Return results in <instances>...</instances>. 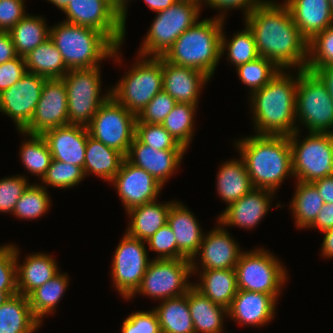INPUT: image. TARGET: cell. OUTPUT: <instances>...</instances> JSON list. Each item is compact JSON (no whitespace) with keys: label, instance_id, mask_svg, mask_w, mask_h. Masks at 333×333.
Segmentation results:
<instances>
[{"label":"cell","instance_id":"obj_1","mask_svg":"<svg viewBox=\"0 0 333 333\" xmlns=\"http://www.w3.org/2000/svg\"><path fill=\"white\" fill-rule=\"evenodd\" d=\"M244 18L260 56L272 61L280 70L306 69L308 41L284 3L265 0Z\"/></svg>","mask_w":333,"mask_h":333},{"label":"cell","instance_id":"obj_2","mask_svg":"<svg viewBox=\"0 0 333 333\" xmlns=\"http://www.w3.org/2000/svg\"><path fill=\"white\" fill-rule=\"evenodd\" d=\"M289 71L280 70L265 86L249 95L256 135L289 136L301 131L296 124L298 71L295 77Z\"/></svg>","mask_w":333,"mask_h":333},{"label":"cell","instance_id":"obj_3","mask_svg":"<svg viewBox=\"0 0 333 333\" xmlns=\"http://www.w3.org/2000/svg\"><path fill=\"white\" fill-rule=\"evenodd\" d=\"M236 146V147H235ZM255 189L278 190L292 176L289 136L250 135L234 142Z\"/></svg>","mask_w":333,"mask_h":333},{"label":"cell","instance_id":"obj_4","mask_svg":"<svg viewBox=\"0 0 333 333\" xmlns=\"http://www.w3.org/2000/svg\"><path fill=\"white\" fill-rule=\"evenodd\" d=\"M50 39L68 69L95 68L110 57L121 61V46L117 47L104 33L91 27L62 21L50 28Z\"/></svg>","mask_w":333,"mask_h":333},{"label":"cell","instance_id":"obj_5","mask_svg":"<svg viewBox=\"0 0 333 333\" xmlns=\"http://www.w3.org/2000/svg\"><path fill=\"white\" fill-rule=\"evenodd\" d=\"M225 20L203 19L180 35L162 58L177 66L214 75L221 55V33Z\"/></svg>","mask_w":333,"mask_h":333},{"label":"cell","instance_id":"obj_6","mask_svg":"<svg viewBox=\"0 0 333 333\" xmlns=\"http://www.w3.org/2000/svg\"><path fill=\"white\" fill-rule=\"evenodd\" d=\"M137 57L127 74L111 88V96L136 116L163 90L162 57Z\"/></svg>","mask_w":333,"mask_h":333},{"label":"cell","instance_id":"obj_7","mask_svg":"<svg viewBox=\"0 0 333 333\" xmlns=\"http://www.w3.org/2000/svg\"><path fill=\"white\" fill-rule=\"evenodd\" d=\"M201 9L199 3L178 0L166 10L157 12L138 55L162 57L180 35L199 21Z\"/></svg>","mask_w":333,"mask_h":333},{"label":"cell","instance_id":"obj_8","mask_svg":"<svg viewBox=\"0 0 333 333\" xmlns=\"http://www.w3.org/2000/svg\"><path fill=\"white\" fill-rule=\"evenodd\" d=\"M296 121L308 133L333 134V100L322 80L309 70H298Z\"/></svg>","mask_w":333,"mask_h":333},{"label":"cell","instance_id":"obj_9","mask_svg":"<svg viewBox=\"0 0 333 333\" xmlns=\"http://www.w3.org/2000/svg\"><path fill=\"white\" fill-rule=\"evenodd\" d=\"M264 248L242 252L235 266L237 288L244 291L282 294L288 280L287 270L278 257Z\"/></svg>","mask_w":333,"mask_h":333},{"label":"cell","instance_id":"obj_10","mask_svg":"<svg viewBox=\"0 0 333 333\" xmlns=\"http://www.w3.org/2000/svg\"><path fill=\"white\" fill-rule=\"evenodd\" d=\"M299 133L289 135L293 177L313 182L333 176V134L309 133L300 140Z\"/></svg>","mask_w":333,"mask_h":333},{"label":"cell","instance_id":"obj_11","mask_svg":"<svg viewBox=\"0 0 333 333\" xmlns=\"http://www.w3.org/2000/svg\"><path fill=\"white\" fill-rule=\"evenodd\" d=\"M100 67L69 69L64 75L68 99V125L87 126L99 107L111 96V88L106 90L105 95H101Z\"/></svg>","mask_w":333,"mask_h":333},{"label":"cell","instance_id":"obj_12","mask_svg":"<svg viewBox=\"0 0 333 333\" xmlns=\"http://www.w3.org/2000/svg\"><path fill=\"white\" fill-rule=\"evenodd\" d=\"M192 275L189 259H152L143 276L140 287L128 299L139 293L157 301L186 294L193 286L188 278Z\"/></svg>","mask_w":333,"mask_h":333},{"label":"cell","instance_id":"obj_13","mask_svg":"<svg viewBox=\"0 0 333 333\" xmlns=\"http://www.w3.org/2000/svg\"><path fill=\"white\" fill-rule=\"evenodd\" d=\"M136 115L110 96L86 126L89 136L127 155L135 137Z\"/></svg>","mask_w":333,"mask_h":333},{"label":"cell","instance_id":"obj_14","mask_svg":"<svg viewBox=\"0 0 333 333\" xmlns=\"http://www.w3.org/2000/svg\"><path fill=\"white\" fill-rule=\"evenodd\" d=\"M145 244L125 232L113 255L111 279L116 291L127 301L140 287L151 261Z\"/></svg>","mask_w":333,"mask_h":333},{"label":"cell","instance_id":"obj_15","mask_svg":"<svg viewBox=\"0 0 333 333\" xmlns=\"http://www.w3.org/2000/svg\"><path fill=\"white\" fill-rule=\"evenodd\" d=\"M63 21L94 28L104 33L117 47L122 46L126 36L120 13L110 0H70L62 10Z\"/></svg>","mask_w":333,"mask_h":333},{"label":"cell","instance_id":"obj_16","mask_svg":"<svg viewBox=\"0 0 333 333\" xmlns=\"http://www.w3.org/2000/svg\"><path fill=\"white\" fill-rule=\"evenodd\" d=\"M46 78L27 72L19 81L0 93V112L22 131L32 119L41 98Z\"/></svg>","mask_w":333,"mask_h":333},{"label":"cell","instance_id":"obj_17","mask_svg":"<svg viewBox=\"0 0 333 333\" xmlns=\"http://www.w3.org/2000/svg\"><path fill=\"white\" fill-rule=\"evenodd\" d=\"M66 125H68V99L64 80L46 79L34 115L22 131L42 135L49 129Z\"/></svg>","mask_w":333,"mask_h":333},{"label":"cell","instance_id":"obj_18","mask_svg":"<svg viewBox=\"0 0 333 333\" xmlns=\"http://www.w3.org/2000/svg\"><path fill=\"white\" fill-rule=\"evenodd\" d=\"M116 188L125 211L158 200L164 187L144 169L138 168L126 159L110 182Z\"/></svg>","mask_w":333,"mask_h":333},{"label":"cell","instance_id":"obj_19","mask_svg":"<svg viewBox=\"0 0 333 333\" xmlns=\"http://www.w3.org/2000/svg\"><path fill=\"white\" fill-rule=\"evenodd\" d=\"M217 223L207 235L204 234L200 248L191 260L192 270L235 269L243 251L225 227ZM198 257L200 262L197 263Z\"/></svg>","mask_w":333,"mask_h":333},{"label":"cell","instance_id":"obj_20","mask_svg":"<svg viewBox=\"0 0 333 333\" xmlns=\"http://www.w3.org/2000/svg\"><path fill=\"white\" fill-rule=\"evenodd\" d=\"M185 153L186 150H155L134 137L125 159L147 171L164 186L179 169Z\"/></svg>","mask_w":333,"mask_h":333},{"label":"cell","instance_id":"obj_21","mask_svg":"<svg viewBox=\"0 0 333 333\" xmlns=\"http://www.w3.org/2000/svg\"><path fill=\"white\" fill-rule=\"evenodd\" d=\"M279 296L238 289L227 309L228 318L237 324L263 327L273 320Z\"/></svg>","mask_w":333,"mask_h":333},{"label":"cell","instance_id":"obj_22","mask_svg":"<svg viewBox=\"0 0 333 333\" xmlns=\"http://www.w3.org/2000/svg\"><path fill=\"white\" fill-rule=\"evenodd\" d=\"M274 194L276 193L273 191L254 188L236 202L226 206L217 217V222L223 227L255 228L273 205L271 201Z\"/></svg>","mask_w":333,"mask_h":333},{"label":"cell","instance_id":"obj_23","mask_svg":"<svg viewBox=\"0 0 333 333\" xmlns=\"http://www.w3.org/2000/svg\"><path fill=\"white\" fill-rule=\"evenodd\" d=\"M89 132L86 126L69 124L45 131L52 158L84 168L86 142Z\"/></svg>","mask_w":333,"mask_h":333},{"label":"cell","instance_id":"obj_24","mask_svg":"<svg viewBox=\"0 0 333 333\" xmlns=\"http://www.w3.org/2000/svg\"><path fill=\"white\" fill-rule=\"evenodd\" d=\"M163 91L172 96L177 103L198 106L200 92L210 78L190 67L177 66L162 58Z\"/></svg>","mask_w":333,"mask_h":333},{"label":"cell","instance_id":"obj_25","mask_svg":"<svg viewBox=\"0 0 333 333\" xmlns=\"http://www.w3.org/2000/svg\"><path fill=\"white\" fill-rule=\"evenodd\" d=\"M283 3L307 41L333 26V10L329 0H284Z\"/></svg>","mask_w":333,"mask_h":333},{"label":"cell","instance_id":"obj_26","mask_svg":"<svg viewBox=\"0 0 333 333\" xmlns=\"http://www.w3.org/2000/svg\"><path fill=\"white\" fill-rule=\"evenodd\" d=\"M167 224L175 234L180 259L192 260L204 236L198 219L187 206L175 200L169 209Z\"/></svg>","mask_w":333,"mask_h":333},{"label":"cell","instance_id":"obj_27","mask_svg":"<svg viewBox=\"0 0 333 333\" xmlns=\"http://www.w3.org/2000/svg\"><path fill=\"white\" fill-rule=\"evenodd\" d=\"M19 251L16 245L15 260L18 294L28 296L33 290L60 272L56 260L51 255L41 252L26 256L24 262L19 264Z\"/></svg>","mask_w":333,"mask_h":333},{"label":"cell","instance_id":"obj_28","mask_svg":"<svg viewBox=\"0 0 333 333\" xmlns=\"http://www.w3.org/2000/svg\"><path fill=\"white\" fill-rule=\"evenodd\" d=\"M175 201L161 203L156 200L127 211L130 217L129 225L125 231L131 237L148 241L161 227L167 224L171 205Z\"/></svg>","mask_w":333,"mask_h":333},{"label":"cell","instance_id":"obj_29","mask_svg":"<svg viewBox=\"0 0 333 333\" xmlns=\"http://www.w3.org/2000/svg\"><path fill=\"white\" fill-rule=\"evenodd\" d=\"M198 272L200 282L193 286L213 303L228 309L238 291L235 269L192 270V274Z\"/></svg>","mask_w":333,"mask_h":333},{"label":"cell","instance_id":"obj_30","mask_svg":"<svg viewBox=\"0 0 333 333\" xmlns=\"http://www.w3.org/2000/svg\"><path fill=\"white\" fill-rule=\"evenodd\" d=\"M188 306L195 333H224L226 308L213 303L194 286L188 290Z\"/></svg>","mask_w":333,"mask_h":333},{"label":"cell","instance_id":"obj_31","mask_svg":"<svg viewBox=\"0 0 333 333\" xmlns=\"http://www.w3.org/2000/svg\"><path fill=\"white\" fill-rule=\"evenodd\" d=\"M216 178L217 193L227 206L254 189L241 157L222 163Z\"/></svg>","mask_w":333,"mask_h":333},{"label":"cell","instance_id":"obj_32","mask_svg":"<svg viewBox=\"0 0 333 333\" xmlns=\"http://www.w3.org/2000/svg\"><path fill=\"white\" fill-rule=\"evenodd\" d=\"M124 159L122 153L88 135L83 168L85 177L94 174L110 183Z\"/></svg>","mask_w":333,"mask_h":333},{"label":"cell","instance_id":"obj_33","mask_svg":"<svg viewBox=\"0 0 333 333\" xmlns=\"http://www.w3.org/2000/svg\"><path fill=\"white\" fill-rule=\"evenodd\" d=\"M42 325L33 315L27 296L16 294L0 306V333H35Z\"/></svg>","mask_w":333,"mask_h":333},{"label":"cell","instance_id":"obj_34","mask_svg":"<svg viewBox=\"0 0 333 333\" xmlns=\"http://www.w3.org/2000/svg\"><path fill=\"white\" fill-rule=\"evenodd\" d=\"M27 72L46 79L63 78L69 71L61 53L48 38L24 56Z\"/></svg>","mask_w":333,"mask_h":333},{"label":"cell","instance_id":"obj_35","mask_svg":"<svg viewBox=\"0 0 333 333\" xmlns=\"http://www.w3.org/2000/svg\"><path fill=\"white\" fill-rule=\"evenodd\" d=\"M153 309L157 313L162 333H195L188 306V292L162 300Z\"/></svg>","mask_w":333,"mask_h":333},{"label":"cell","instance_id":"obj_36","mask_svg":"<svg viewBox=\"0 0 333 333\" xmlns=\"http://www.w3.org/2000/svg\"><path fill=\"white\" fill-rule=\"evenodd\" d=\"M64 273L60 271L27 296L32 313L41 324L45 315L56 312L55 309L69 286L68 274Z\"/></svg>","mask_w":333,"mask_h":333},{"label":"cell","instance_id":"obj_37","mask_svg":"<svg viewBox=\"0 0 333 333\" xmlns=\"http://www.w3.org/2000/svg\"><path fill=\"white\" fill-rule=\"evenodd\" d=\"M43 18L27 14L9 31L18 56L24 57L50 38V28Z\"/></svg>","mask_w":333,"mask_h":333},{"label":"cell","instance_id":"obj_38","mask_svg":"<svg viewBox=\"0 0 333 333\" xmlns=\"http://www.w3.org/2000/svg\"><path fill=\"white\" fill-rule=\"evenodd\" d=\"M296 182V191L289 204L290 209L296 227L298 229H308L315 221L324 202L312 182Z\"/></svg>","mask_w":333,"mask_h":333},{"label":"cell","instance_id":"obj_39","mask_svg":"<svg viewBox=\"0 0 333 333\" xmlns=\"http://www.w3.org/2000/svg\"><path fill=\"white\" fill-rule=\"evenodd\" d=\"M19 132L27 138L19 148L22 165L30 174L42 179L53 159L48 144L42 135Z\"/></svg>","mask_w":333,"mask_h":333},{"label":"cell","instance_id":"obj_40","mask_svg":"<svg viewBox=\"0 0 333 333\" xmlns=\"http://www.w3.org/2000/svg\"><path fill=\"white\" fill-rule=\"evenodd\" d=\"M197 105L189 103H177L172 111L166 116L161 125L170 135L186 150L195 132L194 118Z\"/></svg>","mask_w":333,"mask_h":333},{"label":"cell","instance_id":"obj_41","mask_svg":"<svg viewBox=\"0 0 333 333\" xmlns=\"http://www.w3.org/2000/svg\"><path fill=\"white\" fill-rule=\"evenodd\" d=\"M224 26L221 33V55L227 51V59L234 67L258 58L254 36L245 24V28L233 35L229 41L225 36Z\"/></svg>","mask_w":333,"mask_h":333},{"label":"cell","instance_id":"obj_42","mask_svg":"<svg viewBox=\"0 0 333 333\" xmlns=\"http://www.w3.org/2000/svg\"><path fill=\"white\" fill-rule=\"evenodd\" d=\"M48 192L40 184H30L15 204L12 215L25 220H34L43 216L51 206Z\"/></svg>","mask_w":333,"mask_h":333},{"label":"cell","instance_id":"obj_43","mask_svg":"<svg viewBox=\"0 0 333 333\" xmlns=\"http://www.w3.org/2000/svg\"><path fill=\"white\" fill-rule=\"evenodd\" d=\"M238 78L249 87V94L265 86L280 69L269 59L262 56L236 68Z\"/></svg>","mask_w":333,"mask_h":333},{"label":"cell","instance_id":"obj_44","mask_svg":"<svg viewBox=\"0 0 333 333\" xmlns=\"http://www.w3.org/2000/svg\"><path fill=\"white\" fill-rule=\"evenodd\" d=\"M84 178L85 174L81 167L52 159L46 174L41 179V186L45 189L48 186L68 189L80 184Z\"/></svg>","mask_w":333,"mask_h":333},{"label":"cell","instance_id":"obj_45","mask_svg":"<svg viewBox=\"0 0 333 333\" xmlns=\"http://www.w3.org/2000/svg\"><path fill=\"white\" fill-rule=\"evenodd\" d=\"M333 64V26L315 35L308 41L306 70L313 71Z\"/></svg>","mask_w":333,"mask_h":333},{"label":"cell","instance_id":"obj_46","mask_svg":"<svg viewBox=\"0 0 333 333\" xmlns=\"http://www.w3.org/2000/svg\"><path fill=\"white\" fill-rule=\"evenodd\" d=\"M135 137L155 150H186L161 124L135 123Z\"/></svg>","mask_w":333,"mask_h":333},{"label":"cell","instance_id":"obj_47","mask_svg":"<svg viewBox=\"0 0 333 333\" xmlns=\"http://www.w3.org/2000/svg\"><path fill=\"white\" fill-rule=\"evenodd\" d=\"M176 104L177 101L162 90L136 116V123L161 124Z\"/></svg>","mask_w":333,"mask_h":333},{"label":"cell","instance_id":"obj_48","mask_svg":"<svg viewBox=\"0 0 333 333\" xmlns=\"http://www.w3.org/2000/svg\"><path fill=\"white\" fill-rule=\"evenodd\" d=\"M23 175H14L0 179V213H12L18 199L30 183Z\"/></svg>","mask_w":333,"mask_h":333},{"label":"cell","instance_id":"obj_49","mask_svg":"<svg viewBox=\"0 0 333 333\" xmlns=\"http://www.w3.org/2000/svg\"><path fill=\"white\" fill-rule=\"evenodd\" d=\"M146 243L150 251L159 254L155 259H180L175 234L168 224L161 227Z\"/></svg>","mask_w":333,"mask_h":333},{"label":"cell","instance_id":"obj_50","mask_svg":"<svg viewBox=\"0 0 333 333\" xmlns=\"http://www.w3.org/2000/svg\"><path fill=\"white\" fill-rule=\"evenodd\" d=\"M16 246L12 243L0 246V290L18 291Z\"/></svg>","mask_w":333,"mask_h":333},{"label":"cell","instance_id":"obj_51","mask_svg":"<svg viewBox=\"0 0 333 333\" xmlns=\"http://www.w3.org/2000/svg\"><path fill=\"white\" fill-rule=\"evenodd\" d=\"M121 333H162L156 311L131 313L122 322Z\"/></svg>","mask_w":333,"mask_h":333},{"label":"cell","instance_id":"obj_52","mask_svg":"<svg viewBox=\"0 0 333 333\" xmlns=\"http://www.w3.org/2000/svg\"><path fill=\"white\" fill-rule=\"evenodd\" d=\"M25 0H0V31L9 32L24 16Z\"/></svg>","mask_w":333,"mask_h":333},{"label":"cell","instance_id":"obj_53","mask_svg":"<svg viewBox=\"0 0 333 333\" xmlns=\"http://www.w3.org/2000/svg\"><path fill=\"white\" fill-rule=\"evenodd\" d=\"M27 73L25 58H16L0 64V93L13 86Z\"/></svg>","mask_w":333,"mask_h":333},{"label":"cell","instance_id":"obj_54","mask_svg":"<svg viewBox=\"0 0 333 333\" xmlns=\"http://www.w3.org/2000/svg\"><path fill=\"white\" fill-rule=\"evenodd\" d=\"M265 0H204L203 5L219 10V15L215 16L218 19L225 20L228 10L240 9L244 11L246 17L256 7L260 6ZM224 12V13H223ZM221 14V15H220Z\"/></svg>","mask_w":333,"mask_h":333},{"label":"cell","instance_id":"obj_55","mask_svg":"<svg viewBox=\"0 0 333 333\" xmlns=\"http://www.w3.org/2000/svg\"><path fill=\"white\" fill-rule=\"evenodd\" d=\"M308 228H316L320 232L333 228V203H324L315 221Z\"/></svg>","mask_w":333,"mask_h":333},{"label":"cell","instance_id":"obj_56","mask_svg":"<svg viewBox=\"0 0 333 333\" xmlns=\"http://www.w3.org/2000/svg\"><path fill=\"white\" fill-rule=\"evenodd\" d=\"M16 50L9 32L0 31V64L16 58Z\"/></svg>","mask_w":333,"mask_h":333},{"label":"cell","instance_id":"obj_57","mask_svg":"<svg viewBox=\"0 0 333 333\" xmlns=\"http://www.w3.org/2000/svg\"><path fill=\"white\" fill-rule=\"evenodd\" d=\"M324 203H333V176H327L312 182Z\"/></svg>","mask_w":333,"mask_h":333},{"label":"cell","instance_id":"obj_58","mask_svg":"<svg viewBox=\"0 0 333 333\" xmlns=\"http://www.w3.org/2000/svg\"><path fill=\"white\" fill-rule=\"evenodd\" d=\"M312 72H314L326 85L328 93L333 100V64L314 69Z\"/></svg>","mask_w":333,"mask_h":333},{"label":"cell","instance_id":"obj_59","mask_svg":"<svg viewBox=\"0 0 333 333\" xmlns=\"http://www.w3.org/2000/svg\"><path fill=\"white\" fill-rule=\"evenodd\" d=\"M324 234L322 248V255L324 258H333V228L325 230L322 232Z\"/></svg>","mask_w":333,"mask_h":333},{"label":"cell","instance_id":"obj_60","mask_svg":"<svg viewBox=\"0 0 333 333\" xmlns=\"http://www.w3.org/2000/svg\"><path fill=\"white\" fill-rule=\"evenodd\" d=\"M149 9L157 12L166 10L168 7L172 6L178 0H144Z\"/></svg>","mask_w":333,"mask_h":333},{"label":"cell","instance_id":"obj_61","mask_svg":"<svg viewBox=\"0 0 333 333\" xmlns=\"http://www.w3.org/2000/svg\"><path fill=\"white\" fill-rule=\"evenodd\" d=\"M130 0H110L112 6L120 13L123 27L126 31L127 6Z\"/></svg>","mask_w":333,"mask_h":333},{"label":"cell","instance_id":"obj_62","mask_svg":"<svg viewBox=\"0 0 333 333\" xmlns=\"http://www.w3.org/2000/svg\"><path fill=\"white\" fill-rule=\"evenodd\" d=\"M18 294V291H2L0 290V306L11 296Z\"/></svg>","mask_w":333,"mask_h":333},{"label":"cell","instance_id":"obj_63","mask_svg":"<svg viewBox=\"0 0 333 333\" xmlns=\"http://www.w3.org/2000/svg\"><path fill=\"white\" fill-rule=\"evenodd\" d=\"M48 2L54 4L56 7L59 8V10H63L68 3L70 2V0H47Z\"/></svg>","mask_w":333,"mask_h":333},{"label":"cell","instance_id":"obj_64","mask_svg":"<svg viewBox=\"0 0 333 333\" xmlns=\"http://www.w3.org/2000/svg\"><path fill=\"white\" fill-rule=\"evenodd\" d=\"M181 1H191L194 3H199L201 6H203L204 0H181Z\"/></svg>","mask_w":333,"mask_h":333},{"label":"cell","instance_id":"obj_65","mask_svg":"<svg viewBox=\"0 0 333 333\" xmlns=\"http://www.w3.org/2000/svg\"><path fill=\"white\" fill-rule=\"evenodd\" d=\"M330 1V4H331V8L333 10V0H329Z\"/></svg>","mask_w":333,"mask_h":333}]
</instances>
